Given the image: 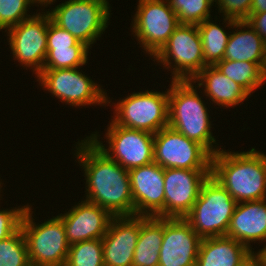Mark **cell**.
Segmentation results:
<instances>
[{"instance_id":"obj_1","label":"cell","mask_w":266,"mask_h":266,"mask_svg":"<svg viewBox=\"0 0 266 266\" xmlns=\"http://www.w3.org/2000/svg\"><path fill=\"white\" fill-rule=\"evenodd\" d=\"M76 145V158L84 169L87 201L108 210L113 216H133L130 177L127 169L110 159L87 136Z\"/></svg>"},{"instance_id":"obj_2","label":"cell","mask_w":266,"mask_h":266,"mask_svg":"<svg viewBox=\"0 0 266 266\" xmlns=\"http://www.w3.org/2000/svg\"><path fill=\"white\" fill-rule=\"evenodd\" d=\"M259 152L220 149L212 155L211 176L237 203L266 198V155Z\"/></svg>"},{"instance_id":"obj_3","label":"cell","mask_w":266,"mask_h":266,"mask_svg":"<svg viewBox=\"0 0 266 266\" xmlns=\"http://www.w3.org/2000/svg\"><path fill=\"white\" fill-rule=\"evenodd\" d=\"M192 83V80L171 81L168 126L188 139L198 142L214 155L221 148L213 146L216 139L211 132V117L204 101L197 93V86Z\"/></svg>"},{"instance_id":"obj_4","label":"cell","mask_w":266,"mask_h":266,"mask_svg":"<svg viewBox=\"0 0 266 266\" xmlns=\"http://www.w3.org/2000/svg\"><path fill=\"white\" fill-rule=\"evenodd\" d=\"M237 202L211 175L184 219L202 239L226 236Z\"/></svg>"},{"instance_id":"obj_5","label":"cell","mask_w":266,"mask_h":266,"mask_svg":"<svg viewBox=\"0 0 266 266\" xmlns=\"http://www.w3.org/2000/svg\"><path fill=\"white\" fill-rule=\"evenodd\" d=\"M31 206H26L20 228L26 240L29 262L48 266H65L70 244L63 221L58 217L42 224L33 222Z\"/></svg>"},{"instance_id":"obj_6","label":"cell","mask_w":266,"mask_h":266,"mask_svg":"<svg viewBox=\"0 0 266 266\" xmlns=\"http://www.w3.org/2000/svg\"><path fill=\"white\" fill-rule=\"evenodd\" d=\"M152 58L171 69V80H192L207 66L197 25L180 24Z\"/></svg>"},{"instance_id":"obj_7","label":"cell","mask_w":266,"mask_h":266,"mask_svg":"<svg viewBox=\"0 0 266 266\" xmlns=\"http://www.w3.org/2000/svg\"><path fill=\"white\" fill-rule=\"evenodd\" d=\"M113 122L152 134L168 126L169 89L167 92H133L115 104Z\"/></svg>"},{"instance_id":"obj_8","label":"cell","mask_w":266,"mask_h":266,"mask_svg":"<svg viewBox=\"0 0 266 266\" xmlns=\"http://www.w3.org/2000/svg\"><path fill=\"white\" fill-rule=\"evenodd\" d=\"M51 20L89 48L106 30L110 10L93 0H67L47 11Z\"/></svg>"},{"instance_id":"obj_9","label":"cell","mask_w":266,"mask_h":266,"mask_svg":"<svg viewBox=\"0 0 266 266\" xmlns=\"http://www.w3.org/2000/svg\"><path fill=\"white\" fill-rule=\"evenodd\" d=\"M88 136L110 159L128 171L154 162V134L126 128L111 121L106 132V142L101 143L97 132Z\"/></svg>"},{"instance_id":"obj_10","label":"cell","mask_w":266,"mask_h":266,"mask_svg":"<svg viewBox=\"0 0 266 266\" xmlns=\"http://www.w3.org/2000/svg\"><path fill=\"white\" fill-rule=\"evenodd\" d=\"M80 67L69 69H43L37 75L40 86L61 102L71 106L102 105L110 103L107 92L82 74ZM80 71V72H79Z\"/></svg>"},{"instance_id":"obj_11","label":"cell","mask_w":266,"mask_h":266,"mask_svg":"<svg viewBox=\"0 0 266 266\" xmlns=\"http://www.w3.org/2000/svg\"><path fill=\"white\" fill-rule=\"evenodd\" d=\"M131 25L140 47L153 57L180 23L167 0H139Z\"/></svg>"},{"instance_id":"obj_12","label":"cell","mask_w":266,"mask_h":266,"mask_svg":"<svg viewBox=\"0 0 266 266\" xmlns=\"http://www.w3.org/2000/svg\"><path fill=\"white\" fill-rule=\"evenodd\" d=\"M154 162L162 168L211 170L212 154L170 126L154 134Z\"/></svg>"},{"instance_id":"obj_13","label":"cell","mask_w":266,"mask_h":266,"mask_svg":"<svg viewBox=\"0 0 266 266\" xmlns=\"http://www.w3.org/2000/svg\"><path fill=\"white\" fill-rule=\"evenodd\" d=\"M43 13V14H41ZM39 12L7 31L13 58L38 75L47 56L48 12Z\"/></svg>"},{"instance_id":"obj_14","label":"cell","mask_w":266,"mask_h":266,"mask_svg":"<svg viewBox=\"0 0 266 266\" xmlns=\"http://www.w3.org/2000/svg\"><path fill=\"white\" fill-rule=\"evenodd\" d=\"M211 170L164 169V208L159 218H184L198 199Z\"/></svg>"},{"instance_id":"obj_15","label":"cell","mask_w":266,"mask_h":266,"mask_svg":"<svg viewBox=\"0 0 266 266\" xmlns=\"http://www.w3.org/2000/svg\"><path fill=\"white\" fill-rule=\"evenodd\" d=\"M200 242L184 218H164L158 266H196Z\"/></svg>"},{"instance_id":"obj_16","label":"cell","mask_w":266,"mask_h":266,"mask_svg":"<svg viewBox=\"0 0 266 266\" xmlns=\"http://www.w3.org/2000/svg\"><path fill=\"white\" fill-rule=\"evenodd\" d=\"M148 216H114L102 238L104 266H132L140 224Z\"/></svg>"},{"instance_id":"obj_17","label":"cell","mask_w":266,"mask_h":266,"mask_svg":"<svg viewBox=\"0 0 266 266\" xmlns=\"http://www.w3.org/2000/svg\"><path fill=\"white\" fill-rule=\"evenodd\" d=\"M134 215L156 216L164 208V168L156 162L128 171Z\"/></svg>"},{"instance_id":"obj_18","label":"cell","mask_w":266,"mask_h":266,"mask_svg":"<svg viewBox=\"0 0 266 266\" xmlns=\"http://www.w3.org/2000/svg\"><path fill=\"white\" fill-rule=\"evenodd\" d=\"M57 216L63 221L70 245L85 240L102 239L114 217L108 210L87 200H82L68 212Z\"/></svg>"},{"instance_id":"obj_19","label":"cell","mask_w":266,"mask_h":266,"mask_svg":"<svg viewBox=\"0 0 266 266\" xmlns=\"http://www.w3.org/2000/svg\"><path fill=\"white\" fill-rule=\"evenodd\" d=\"M226 236L252 251L251 242H266V198L237 203ZM251 241V242H250Z\"/></svg>"},{"instance_id":"obj_20","label":"cell","mask_w":266,"mask_h":266,"mask_svg":"<svg viewBox=\"0 0 266 266\" xmlns=\"http://www.w3.org/2000/svg\"><path fill=\"white\" fill-rule=\"evenodd\" d=\"M223 20L227 23L225 27L239 29L230 32L223 60L254 62L266 71V43L262 37L246 21Z\"/></svg>"},{"instance_id":"obj_21","label":"cell","mask_w":266,"mask_h":266,"mask_svg":"<svg viewBox=\"0 0 266 266\" xmlns=\"http://www.w3.org/2000/svg\"><path fill=\"white\" fill-rule=\"evenodd\" d=\"M253 253L227 236L202 238L196 266H241Z\"/></svg>"},{"instance_id":"obj_22","label":"cell","mask_w":266,"mask_h":266,"mask_svg":"<svg viewBox=\"0 0 266 266\" xmlns=\"http://www.w3.org/2000/svg\"><path fill=\"white\" fill-rule=\"evenodd\" d=\"M197 87H204V94L214 104L224 107H234L246 100L250 95L243 87L235 81L226 77L214 65L206 66L193 79Z\"/></svg>"},{"instance_id":"obj_23","label":"cell","mask_w":266,"mask_h":266,"mask_svg":"<svg viewBox=\"0 0 266 266\" xmlns=\"http://www.w3.org/2000/svg\"><path fill=\"white\" fill-rule=\"evenodd\" d=\"M164 234V218L148 216L140 224L132 266H158Z\"/></svg>"},{"instance_id":"obj_24","label":"cell","mask_w":266,"mask_h":266,"mask_svg":"<svg viewBox=\"0 0 266 266\" xmlns=\"http://www.w3.org/2000/svg\"><path fill=\"white\" fill-rule=\"evenodd\" d=\"M214 66L226 77L243 87L250 95L266 80V71L254 62L222 60Z\"/></svg>"},{"instance_id":"obj_25","label":"cell","mask_w":266,"mask_h":266,"mask_svg":"<svg viewBox=\"0 0 266 266\" xmlns=\"http://www.w3.org/2000/svg\"><path fill=\"white\" fill-rule=\"evenodd\" d=\"M197 27L202 40L204 63L209 66L222 61L230 34L210 19L198 24Z\"/></svg>"},{"instance_id":"obj_26","label":"cell","mask_w":266,"mask_h":266,"mask_svg":"<svg viewBox=\"0 0 266 266\" xmlns=\"http://www.w3.org/2000/svg\"><path fill=\"white\" fill-rule=\"evenodd\" d=\"M89 49L87 45L47 49V56L43 69H69L81 67L87 63Z\"/></svg>"},{"instance_id":"obj_27","label":"cell","mask_w":266,"mask_h":266,"mask_svg":"<svg viewBox=\"0 0 266 266\" xmlns=\"http://www.w3.org/2000/svg\"><path fill=\"white\" fill-rule=\"evenodd\" d=\"M65 266H104L102 239L71 244Z\"/></svg>"},{"instance_id":"obj_28","label":"cell","mask_w":266,"mask_h":266,"mask_svg":"<svg viewBox=\"0 0 266 266\" xmlns=\"http://www.w3.org/2000/svg\"><path fill=\"white\" fill-rule=\"evenodd\" d=\"M176 13L180 24L203 23L210 19V10L213 5L209 0H167Z\"/></svg>"},{"instance_id":"obj_29","label":"cell","mask_w":266,"mask_h":266,"mask_svg":"<svg viewBox=\"0 0 266 266\" xmlns=\"http://www.w3.org/2000/svg\"><path fill=\"white\" fill-rule=\"evenodd\" d=\"M29 263L26 240L21 228L0 241V266H26Z\"/></svg>"},{"instance_id":"obj_30","label":"cell","mask_w":266,"mask_h":266,"mask_svg":"<svg viewBox=\"0 0 266 266\" xmlns=\"http://www.w3.org/2000/svg\"><path fill=\"white\" fill-rule=\"evenodd\" d=\"M32 0H0V31L7 30L31 17L27 14ZM28 9V10H27Z\"/></svg>"},{"instance_id":"obj_31","label":"cell","mask_w":266,"mask_h":266,"mask_svg":"<svg viewBox=\"0 0 266 266\" xmlns=\"http://www.w3.org/2000/svg\"><path fill=\"white\" fill-rule=\"evenodd\" d=\"M74 45H85L68 31L56 25L48 13L47 49L69 48Z\"/></svg>"},{"instance_id":"obj_32","label":"cell","mask_w":266,"mask_h":266,"mask_svg":"<svg viewBox=\"0 0 266 266\" xmlns=\"http://www.w3.org/2000/svg\"><path fill=\"white\" fill-rule=\"evenodd\" d=\"M252 2L253 0H218L215 4H218L219 13H223L224 18L246 21L250 16Z\"/></svg>"},{"instance_id":"obj_33","label":"cell","mask_w":266,"mask_h":266,"mask_svg":"<svg viewBox=\"0 0 266 266\" xmlns=\"http://www.w3.org/2000/svg\"><path fill=\"white\" fill-rule=\"evenodd\" d=\"M26 206L0 210V241L7 239L20 228L21 218Z\"/></svg>"},{"instance_id":"obj_34","label":"cell","mask_w":266,"mask_h":266,"mask_svg":"<svg viewBox=\"0 0 266 266\" xmlns=\"http://www.w3.org/2000/svg\"><path fill=\"white\" fill-rule=\"evenodd\" d=\"M266 12V0H253L250 15L254 13Z\"/></svg>"},{"instance_id":"obj_35","label":"cell","mask_w":266,"mask_h":266,"mask_svg":"<svg viewBox=\"0 0 266 266\" xmlns=\"http://www.w3.org/2000/svg\"><path fill=\"white\" fill-rule=\"evenodd\" d=\"M241 266H262L259 257L253 253Z\"/></svg>"},{"instance_id":"obj_36","label":"cell","mask_w":266,"mask_h":266,"mask_svg":"<svg viewBox=\"0 0 266 266\" xmlns=\"http://www.w3.org/2000/svg\"><path fill=\"white\" fill-rule=\"evenodd\" d=\"M255 254L261 260L262 266H266V245L261 250H259L257 253L255 252Z\"/></svg>"},{"instance_id":"obj_37","label":"cell","mask_w":266,"mask_h":266,"mask_svg":"<svg viewBox=\"0 0 266 266\" xmlns=\"http://www.w3.org/2000/svg\"><path fill=\"white\" fill-rule=\"evenodd\" d=\"M34 3H38V4H40L41 6H43V4H44V6H47V5H50L53 1H55V0H32Z\"/></svg>"},{"instance_id":"obj_38","label":"cell","mask_w":266,"mask_h":266,"mask_svg":"<svg viewBox=\"0 0 266 266\" xmlns=\"http://www.w3.org/2000/svg\"><path fill=\"white\" fill-rule=\"evenodd\" d=\"M93 1H97V2L102 3L103 5H105L110 10V5H109L108 0H93Z\"/></svg>"},{"instance_id":"obj_39","label":"cell","mask_w":266,"mask_h":266,"mask_svg":"<svg viewBox=\"0 0 266 266\" xmlns=\"http://www.w3.org/2000/svg\"><path fill=\"white\" fill-rule=\"evenodd\" d=\"M26 266H48V265L35 264V263H32V262H29Z\"/></svg>"},{"instance_id":"obj_40","label":"cell","mask_w":266,"mask_h":266,"mask_svg":"<svg viewBox=\"0 0 266 266\" xmlns=\"http://www.w3.org/2000/svg\"><path fill=\"white\" fill-rule=\"evenodd\" d=\"M209 1H211L213 4H214V2H218V0H209Z\"/></svg>"}]
</instances>
